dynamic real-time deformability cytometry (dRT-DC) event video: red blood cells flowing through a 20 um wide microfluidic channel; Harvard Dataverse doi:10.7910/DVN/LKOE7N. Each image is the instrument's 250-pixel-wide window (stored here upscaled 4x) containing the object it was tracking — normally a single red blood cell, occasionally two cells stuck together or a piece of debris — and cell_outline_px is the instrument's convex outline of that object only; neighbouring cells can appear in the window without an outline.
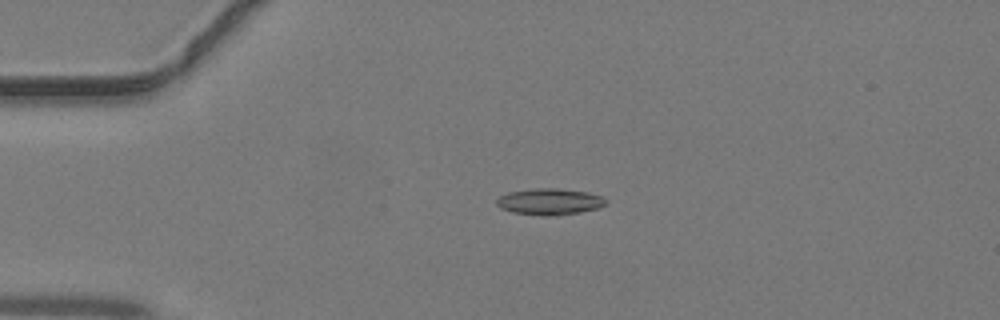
{"species": "common noctule bat (a hibernating species)", "species_latin": "Nyctalus noctula", "temperature_condition": "warm", "stored_images_in_passage": 40, "camera_frame_rate_fps": 3000, "um_per_image_px": 0.085, "animal": {"sex": "male", "body_mass_g": 19.2, "forearm_length_mm": 51.8}, "frame": {"image": 1, "passage_image": 6, "time_ms": 1.667, "image_size_px": [1000, 320], "cell_outline_px": [[608, 204], [596, 208], [580, 212], [556, 216], [540, 216], [512, 212], [500, 208], [496, 204], [496, 200], [500, 196], [508, 192], [536, 188], [560, 188], [588, 192], [604, 196], [608, 200]], "centroid_in_image_um": [46.75, 17.14], "position_along_channel_um": 38.3, "area_um2": 17.11}}
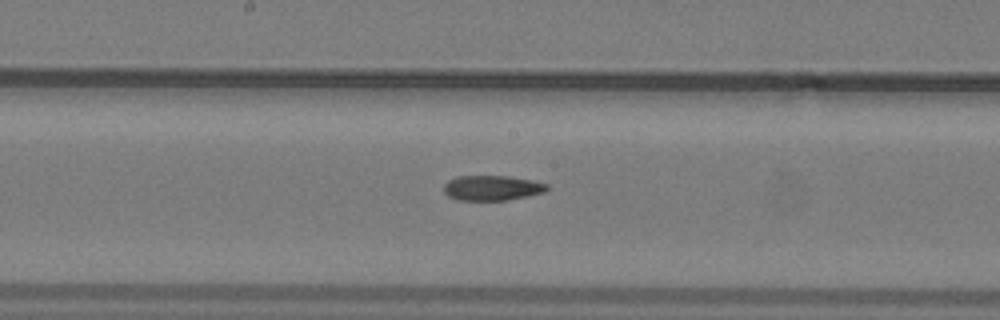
{"frame": {"image": 2, "passage_image": 19, "time_ms": 6.0, "image_size_px": [1000, 320], "cell_outline_px": [[548, 188], [544, 192], [528, 196], [504, 200], [456, 200], [448, 196], [444, 192], [444, 184], [448, 180], [456, 176], [508, 176], [532, 180], [548, 184]], "centroid_in_image_um": [41.8, 15.97], "position_along_channel_um": 206.4, "area_um2": 15.09}}
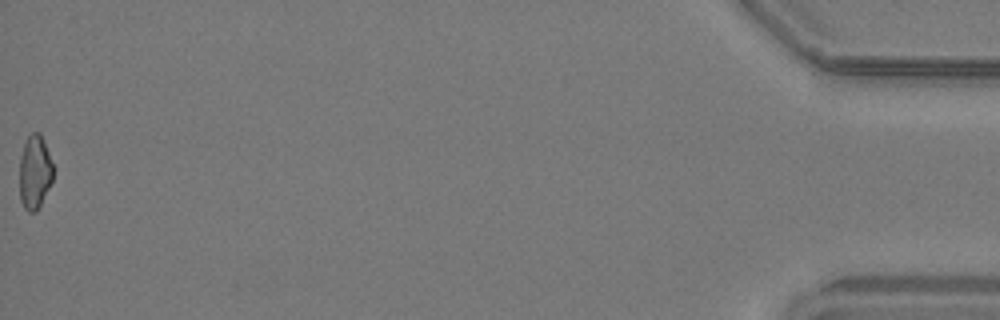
{"frame": {"image": 3, "passage_image": 40, "time_ms": 13.0, "image_size_px": [1000, 320], "cell_outline_px": [[52, 180], [36, 212], [28, 212], [24, 208], [20, 200], [20, 156], [24, 144], [28, 136], [32, 132], [40, 132], [48, 152], [52, 164]], "centroid_in_image_um": [2.93, 14.63], "position_along_channel_um": 432.3, "area_um2": 14.22}}